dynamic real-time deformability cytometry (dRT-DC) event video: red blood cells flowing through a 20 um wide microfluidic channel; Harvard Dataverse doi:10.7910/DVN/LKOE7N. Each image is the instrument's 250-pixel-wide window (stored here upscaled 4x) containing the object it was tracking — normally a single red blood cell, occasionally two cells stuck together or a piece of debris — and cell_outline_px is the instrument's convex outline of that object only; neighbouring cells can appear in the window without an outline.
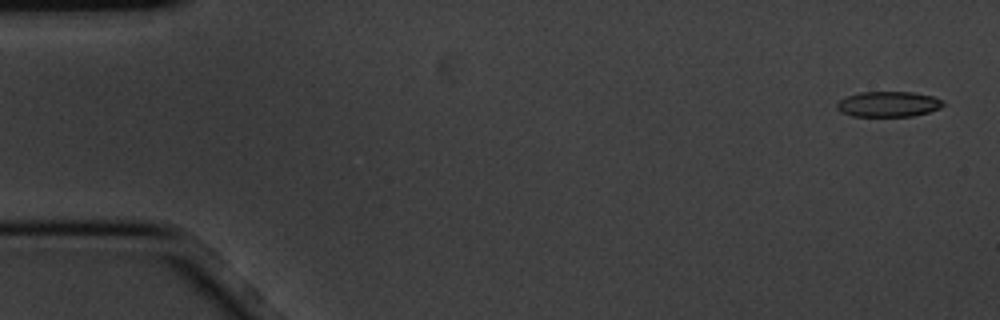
{"species": "common noctule bat (a hibernating species)", "species_latin": "Nyctalus noctula", "temperature_condition": "cold", "stored_images_in_passage": 5, "camera_frame_rate_fps": 3000, "um_per_image_px": 0.085, "animal": {"sex": "male", "body_mass_g": 20.1, "forearm_length_mm": 53.5}, "frame": {"image": 1, "passage_image": 1, "time_ms": 0.0, "image_size_px": [1000, 320], "cell_outline_px": [[944, 104], [940, 108], [928, 112], [912, 116], [852, 116], [840, 112], [836, 108], [836, 104], [840, 100], [848, 96], [860, 92], [912, 92], [932, 96], [944, 100]], "centroid_in_image_um": [75.51, 8.85], "position_along_channel_um": 9.5, "area_um2": 15.72}}
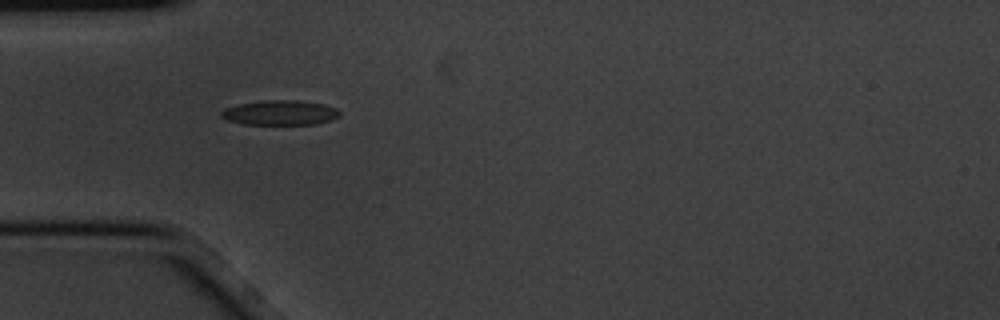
{"frame": {"image": 2, "passage_image": 5, "time_ms": 1.333, "image_size_px": [1000, 320], "cell_outline_px": [[340, 116], [316, 124], [240, 124], [228, 120], [220, 116], [220, 112], [224, 108], [240, 104], [260, 100], [296, 100], [324, 104], [336, 108], [340, 112]], "centroid_in_image_um": [23.78, 9.57], "position_along_channel_um": 61.2, "area_um2": 17.11}}